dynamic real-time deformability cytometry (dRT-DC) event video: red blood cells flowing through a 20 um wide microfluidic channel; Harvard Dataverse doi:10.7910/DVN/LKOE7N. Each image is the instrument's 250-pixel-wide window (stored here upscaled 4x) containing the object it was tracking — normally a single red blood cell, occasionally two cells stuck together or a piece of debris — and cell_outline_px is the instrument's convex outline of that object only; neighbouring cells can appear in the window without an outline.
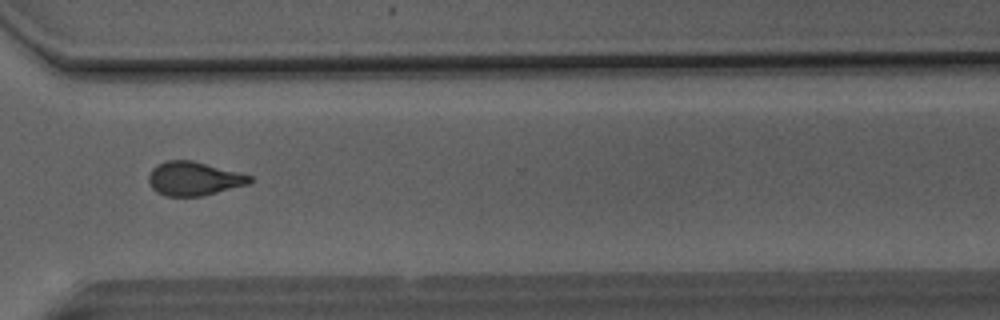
{"species": "Egyptian fruit bat (a non-hibernating species)", "species_latin": "Rousettus aegyptiacus", "temperature_condition": "room temperature", "stored_images_in_passage": 50, "camera_frame_rate_fps": 3000, "um_per_image_px": 0.085, "animal": {"sex": "male"}, "frame": {"image": 1, "passage_image": 37, "time_ms": 12.0, "image_size_px": [1000, 320], "cell_outline_px": [[252, 180], [248, 184], [204, 196], [164, 196], [156, 192], [152, 188], [148, 180], [148, 176], [152, 168], [156, 164], [168, 160], [192, 160], [252, 176]], "centroid_in_image_um": [16.44, 15.19], "position_along_channel_um": 354.2, "area_um2": 19.94}}
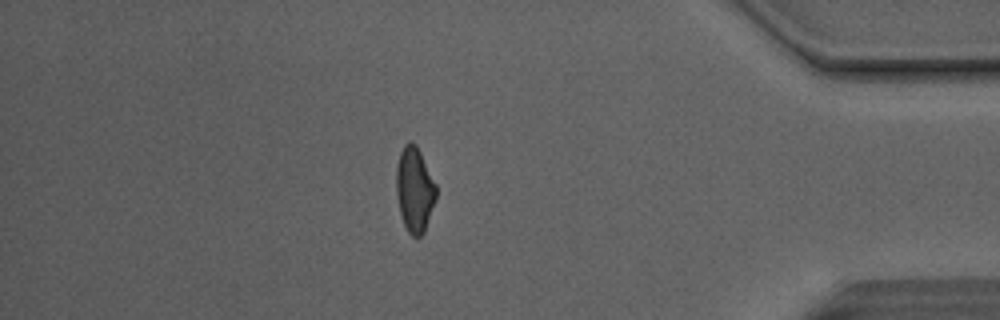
{"frame": {"image": 2, "passage_image": 43, "time_ms": 14.0, "image_size_px": [1000, 320], "cell_outline_px": [[436, 200], [424, 232], [420, 236], [412, 236], [408, 232], [404, 224], [400, 212], [396, 192], [396, 164], [400, 152], [404, 144], [408, 140], [416, 144], [436, 184]], "centroid_in_image_um": [35.23, 16.09], "position_along_channel_um": 400.0, "area_um2": 19.77}}
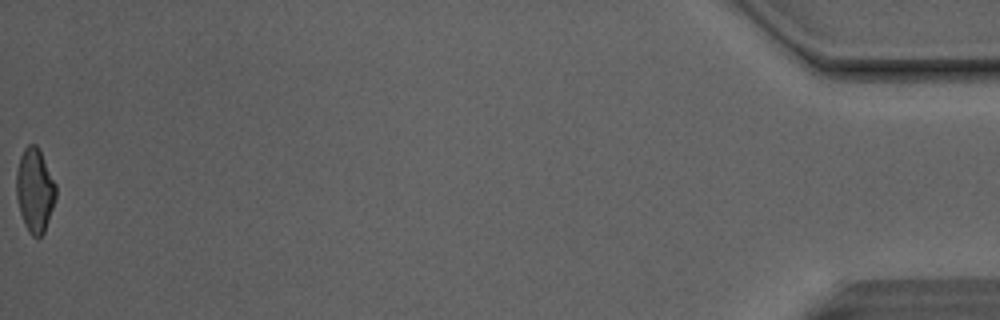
{"frame": {"image": 3, "passage_image": 50, "time_ms": 16.333, "image_size_px": [1000, 320], "cell_outline_px": [[56, 200], [44, 232], [40, 236], [32, 236], [28, 232], [24, 224], [20, 212], [16, 196], [16, 172], [20, 156], [24, 148], [28, 144], [36, 144], [56, 184]], "centroid_in_image_um": [2.95, 16.18], "position_along_channel_um": 432.2, "area_um2": 19.31}, "authors_computed_cell_mechanics": {"area_um2": 20.3456, "velocity_mm_per_s": 4.1516, "shape_relaxation_time_tau1_ms": null, "shape_relaxation_time_tau2_ms": 1.8827, "deformation_change_tau1": null, "deformation_change_tau2": 0.0982}}